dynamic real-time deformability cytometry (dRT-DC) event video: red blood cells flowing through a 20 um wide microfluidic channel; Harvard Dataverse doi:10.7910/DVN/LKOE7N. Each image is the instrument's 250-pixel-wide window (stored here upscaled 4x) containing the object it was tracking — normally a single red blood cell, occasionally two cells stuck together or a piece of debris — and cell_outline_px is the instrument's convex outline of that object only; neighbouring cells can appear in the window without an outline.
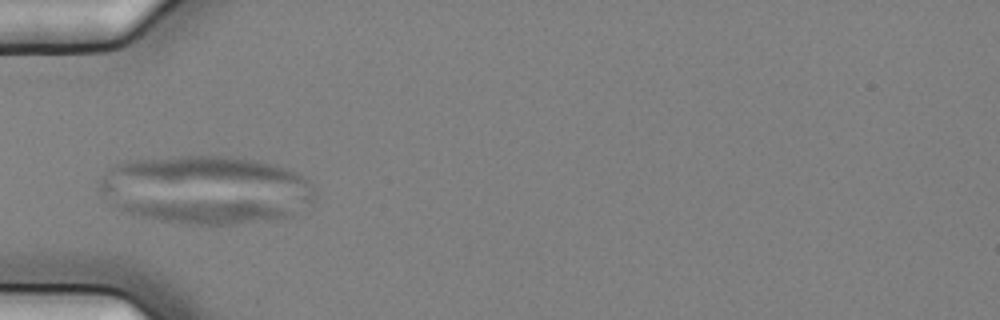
{"species": "common noctule bat (a hibernating species)", "species_latin": "Nyctalus noctula", "temperature_condition": "cold", "stored_images_in_passage": 5, "camera_frame_rate_fps": 3000, "um_per_image_px": 0.085, "animal": {"sex": "female", "body_mass_g": 25.1}, "frame": {"image": 1, "passage_image": 5, "time_ms": 1.333, "image_size_px": [1000, 320], "cell_outline_px": [[292, 216], [268, 220], [236, 224], [184, 224], [160, 220], [140, 216], [128, 212], [112, 204], [240, 200], [248, 200], [292, 208]], "centroid_in_image_um": [17.75, 17.99], "position_along_channel_um": 67.3, "area_um2": 22.66}}